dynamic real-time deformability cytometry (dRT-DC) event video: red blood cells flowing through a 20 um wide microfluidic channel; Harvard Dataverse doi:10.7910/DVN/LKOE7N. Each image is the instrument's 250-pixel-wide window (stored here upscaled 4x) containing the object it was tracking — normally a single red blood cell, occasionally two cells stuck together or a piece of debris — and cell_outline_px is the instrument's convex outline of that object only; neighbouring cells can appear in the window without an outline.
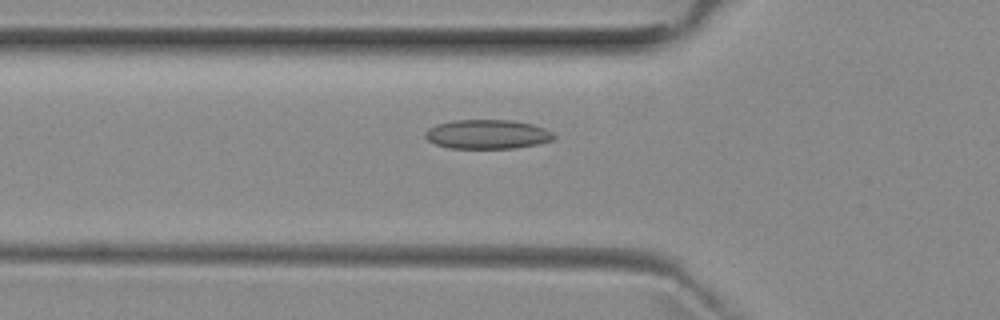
{"species": "common noctule bat (a hibernating species)", "species_latin": "Nyctalus noctula", "temperature_condition": "room temperature", "stored_images_in_passage": 50, "camera_frame_rate_fps": 3000, "um_per_image_px": 0.085, "animal": {"sex": "female", "body_mass_g": 29.2, "forearm_length_mm": 56.3}, "frame": {"image": 1, "passage_image": 16, "time_ms": 5.0, "image_size_px": [1000, 320], "cell_outline_px": [[556, 136], [552, 140], [540, 144], [516, 148], [448, 148], [436, 144], [428, 140], [424, 136], [424, 132], [428, 128], [436, 124], [452, 120], [508, 120], [532, 124], [544, 128], [552, 132]], "centroid_in_image_um": [41.41, 11.41], "position_along_channel_um": 84.4, "area_um2": 22.02}}
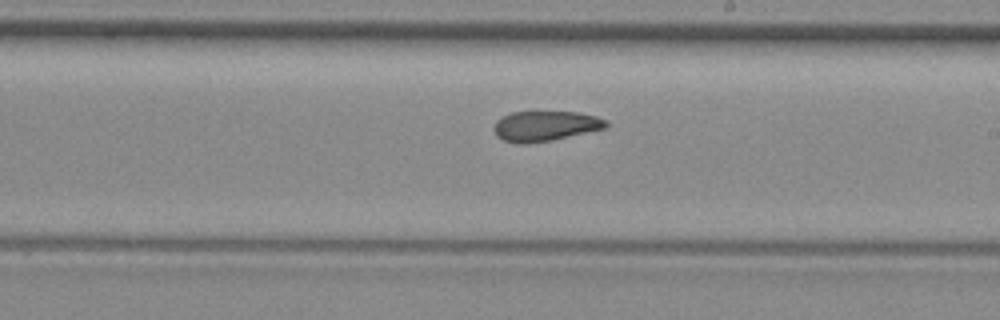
{"frame": {"image": 2, "passage_image": 28, "time_ms": 9.0, "image_size_px": [1000, 320], "cell_outline_px": [[608, 124], [604, 128], [552, 140], [528, 144], [520, 144], [504, 140], [496, 136], [492, 128], [496, 120], [512, 112], [576, 112], [596, 116], [604, 120]], "centroid_in_image_um": [46.28, 10.72], "position_along_channel_um": 242.7, "area_um2": 19.54}}
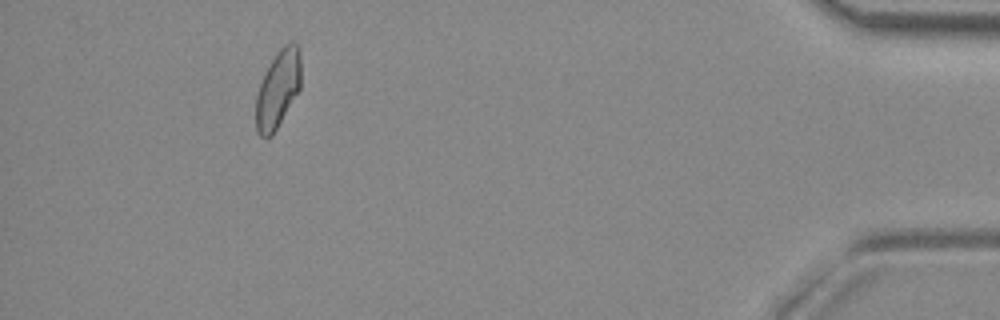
{"frame": {"image": 3, "passage_image": 46, "time_ms": 15.0, "image_size_px": [1000, 320], "cell_outline_px": [[300, 88], [272, 136], [260, 136], [256, 132], [256, 96], [260, 84], [276, 52], [284, 44], [292, 40], [300, 48]], "centroid_in_image_um": [23.63, 7.55], "position_along_channel_um": 411.6, "area_um2": 20.11}, "authors_computed_cell_mechanics": {"area_um2": 20.7502, "velocity_mm_per_s": 3.952, "shape_relaxation_time_tau1_ms": null, "shape_relaxation_time_tau2_ms": 4.4272, "deformation_change_tau1": null, "deformation_change_tau2": 0.1096}}